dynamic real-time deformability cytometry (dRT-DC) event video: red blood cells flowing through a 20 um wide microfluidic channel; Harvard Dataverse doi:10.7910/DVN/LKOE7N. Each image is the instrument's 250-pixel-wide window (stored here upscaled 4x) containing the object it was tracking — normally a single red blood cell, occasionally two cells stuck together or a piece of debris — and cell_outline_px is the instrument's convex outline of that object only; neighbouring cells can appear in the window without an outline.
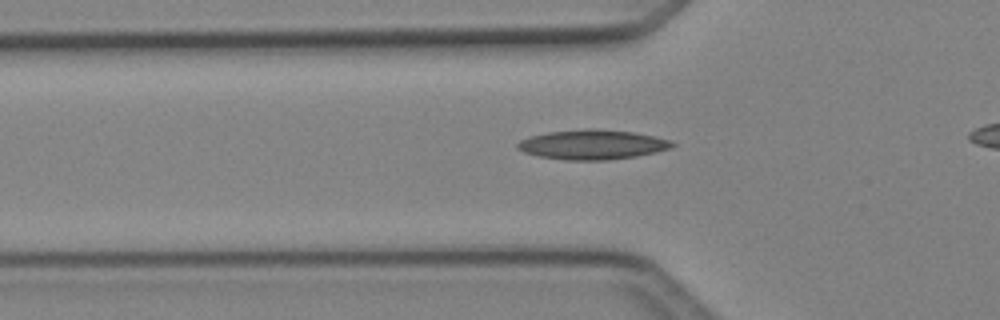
{"species": "Egyptian fruit bat (a non-hibernating species)", "species_latin": "Rousettus aegyptiacus", "temperature_condition": "cold", "stored_images_in_passage": 36, "camera_frame_rate_fps": 3000, "um_per_image_px": 0.085, "animal": {"sex": "female"}, "frame": {"image": 1, "passage_image": 11, "time_ms": 3.333, "image_size_px": [1000, 320], "cell_outline_px": [[676, 144], [672, 148], [656, 152], [636, 156], [608, 160], [564, 160], [540, 156], [524, 152], [516, 148], [516, 144], [520, 140], [528, 136], [548, 132], [588, 128], [592, 128], [632, 132], [652, 136], [668, 140]], "centroid_in_image_um": [50.32, 12.29], "position_along_channel_um": 75.5, "area_um2": 26.7}}
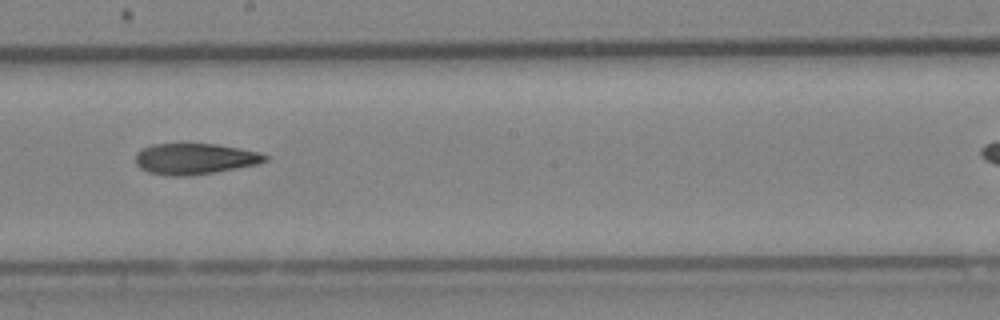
{"frame": {"image": 2, "passage_image": 22, "time_ms": 7.0, "image_size_px": [1000, 320], "cell_outline_px": [[268, 160], [260, 164], [188, 176], [168, 176], [148, 172], [140, 168], [136, 164], [136, 152], [152, 144], [216, 144], [240, 148], [256, 152], [268, 156]], "centroid_in_image_um": [16.55, 13.5], "position_along_channel_um": 231.7, "area_um2": 23.29}}
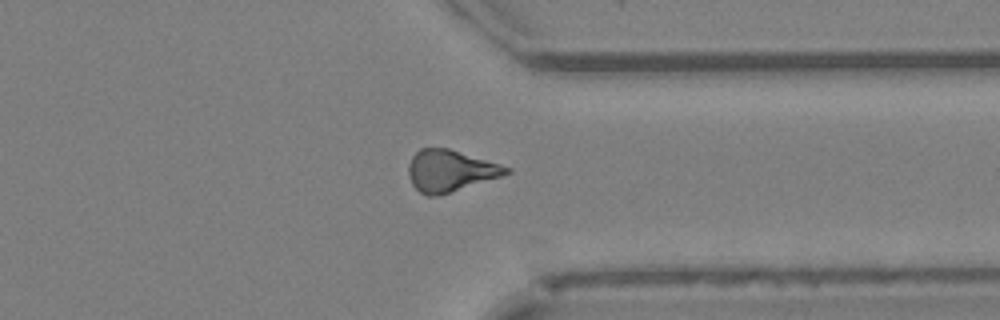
{"frame": {"image": 3, "passage_image": 32, "time_ms": 10.333, "image_size_px": [1000, 320], "cell_outline_px": [[512, 172], [440, 196], [428, 196], [420, 192], [412, 184], [408, 176], [408, 164], [412, 156], [420, 148], [448, 148], [500, 164], [512, 168]], "centroid_in_image_um": [38.24, 14.52], "position_along_channel_um": 373.2, "area_um2": 23.64}}